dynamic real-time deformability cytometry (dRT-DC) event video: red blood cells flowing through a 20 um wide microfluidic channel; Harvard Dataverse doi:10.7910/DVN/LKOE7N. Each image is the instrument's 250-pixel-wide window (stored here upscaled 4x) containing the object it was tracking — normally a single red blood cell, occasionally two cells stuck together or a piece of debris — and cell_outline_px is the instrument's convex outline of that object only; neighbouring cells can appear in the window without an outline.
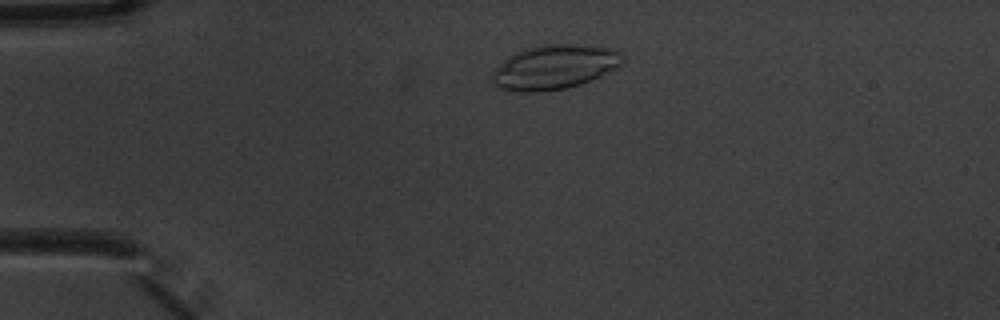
{"species": "common noctule bat (a hibernating species)", "species_latin": "Nyctalus noctula", "temperature_condition": "warm", "stored_images_in_passage": 2, "camera_frame_rate_fps": 3000, "um_per_image_px": 0.085, "animal": {"sex": "male", "body_mass_g": 20.1, "forearm_length_mm": 53.5}, "frame": {"image": 1, "passage_image": 1, "time_ms": 0.0, "image_size_px": [1000, 320], "cell_outline_px": [[624, 56], [620, 64], [616, 68], [592, 80], [580, 84], [564, 88], [540, 92], [524, 92], [500, 88], [488, 84], [492, 72], [508, 56], [516, 52], [528, 48], [552, 44], [568, 44], [612, 48], [620, 52]], "centroid_in_image_um": [47.08, 5.72], "position_along_channel_um": 37.9, "area_um2": 33.58}}